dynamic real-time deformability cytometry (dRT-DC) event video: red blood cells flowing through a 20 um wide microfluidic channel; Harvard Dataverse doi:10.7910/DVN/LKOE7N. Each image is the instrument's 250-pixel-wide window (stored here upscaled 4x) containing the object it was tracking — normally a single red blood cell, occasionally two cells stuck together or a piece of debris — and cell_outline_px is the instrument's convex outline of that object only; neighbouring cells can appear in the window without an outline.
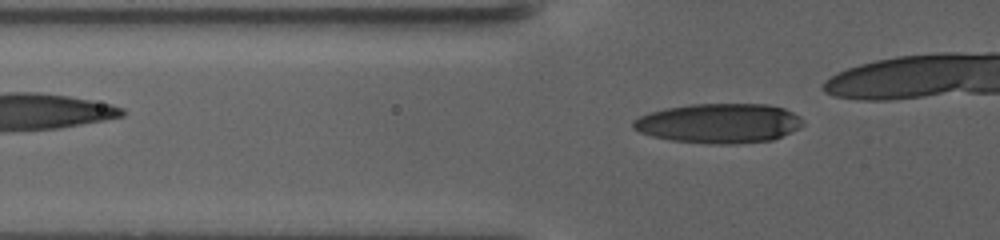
{"species": "human", "species_latin": "Homo sapiens", "temperature_condition": "warm", "stored_images_in_passage": 66, "camera_frame_rate_fps": 3000, "um_per_image_px": 0.085, "donor": {"sex": "female"}, "frame": {"image": 1, "passage_image": 33, "time_ms": 9.0, "image_size_px": [1000, 240], "cell_outline_px": [[804, 124], [772, 140], [736, 144], [716, 144], [672, 140], [652, 136], [640, 132], [632, 128], [632, 120], [640, 116], [664, 108], [692, 104], [768, 104], [784, 108], [800, 116], [804, 120]], "centroid_in_image_um": [61.1, 10.47], "position_along_channel_um": 64.7, "area_um2": 39.07}}
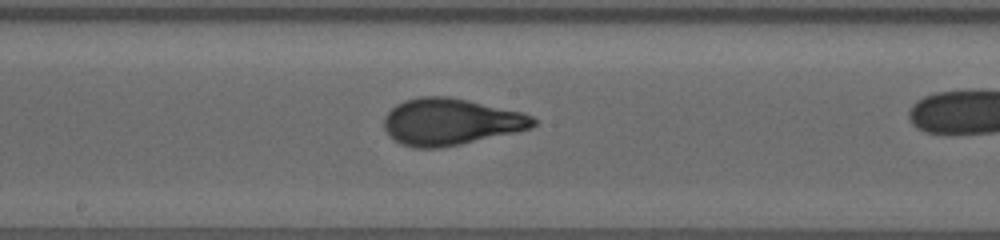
{"frame": {"image": 2, "passage_image": 49, "time_ms": 14.333, "image_size_px": [1000, 240], "cell_outline_px": [[540, 124], [532, 128], [516, 132], [460, 144], [440, 148], [412, 148], [400, 144], [388, 136], [384, 128], [384, 116], [396, 104], [404, 100], [420, 96], [448, 96], [524, 112], [532, 116]], "centroid_in_image_um": [38.3, 10.35], "position_along_channel_um": 209.9, "area_um2": 40.98}}
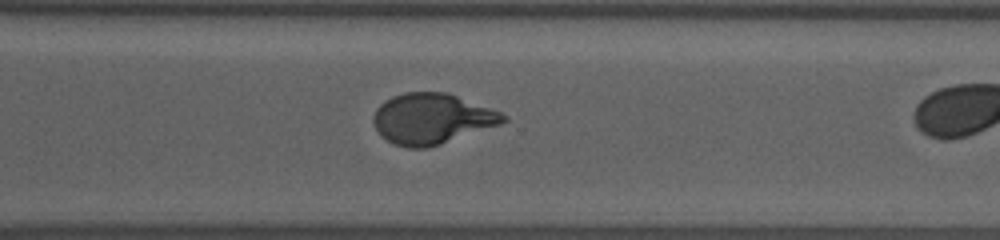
{"frame": {"image": 3, "passage_image": 64, "time_ms": 18.667, "image_size_px": [1000, 240], "cell_outline_px": [[508, 120], [500, 124], [428, 148], [408, 148], [396, 144], [388, 140], [376, 128], [372, 120], [376, 108], [380, 104], [392, 96], [404, 92], [448, 92], [500, 112], [508, 116]], "centroid_in_image_um": [36.71, 10.08], "position_along_channel_um": 333.9, "area_um2": 37.92}}